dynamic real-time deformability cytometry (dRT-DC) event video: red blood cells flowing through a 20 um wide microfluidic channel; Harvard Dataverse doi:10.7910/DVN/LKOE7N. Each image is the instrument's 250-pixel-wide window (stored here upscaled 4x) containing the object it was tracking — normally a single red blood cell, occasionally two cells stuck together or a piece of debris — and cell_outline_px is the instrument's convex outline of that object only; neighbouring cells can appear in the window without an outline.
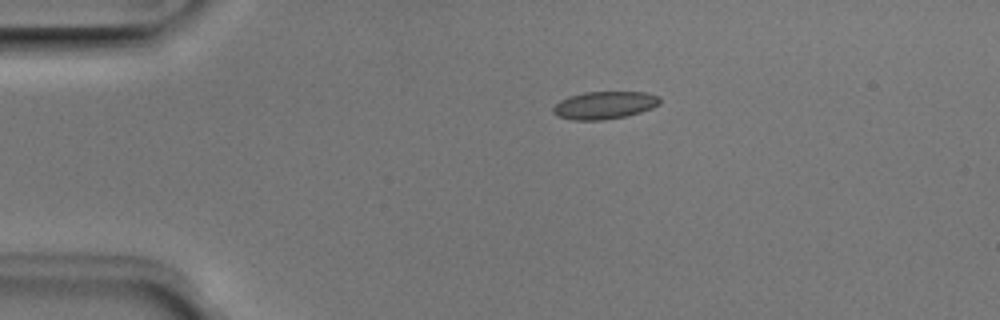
{"species": "Egyptian fruit bat (a non-hibernating species)", "species_latin": "Rousettus aegyptiacus", "temperature_condition": "room temperature", "stored_images_in_passage": 4, "camera_frame_rate_fps": 3000, "um_per_image_px": 0.085, "animal": {"sex": "male"}, "frame": {"image": 1, "passage_image": 3, "time_ms": 0.667, "image_size_px": [1000, 320], "cell_outline_px": [[660, 104], [652, 108], [640, 112], [624, 116], [604, 120], [572, 120], [556, 116], [552, 112], [552, 108], [560, 100], [568, 96], [584, 92], [644, 92], [660, 96]], "centroid_in_image_um": [51.35, 8.94], "position_along_channel_um": 33.6, "area_um2": 17.28}}